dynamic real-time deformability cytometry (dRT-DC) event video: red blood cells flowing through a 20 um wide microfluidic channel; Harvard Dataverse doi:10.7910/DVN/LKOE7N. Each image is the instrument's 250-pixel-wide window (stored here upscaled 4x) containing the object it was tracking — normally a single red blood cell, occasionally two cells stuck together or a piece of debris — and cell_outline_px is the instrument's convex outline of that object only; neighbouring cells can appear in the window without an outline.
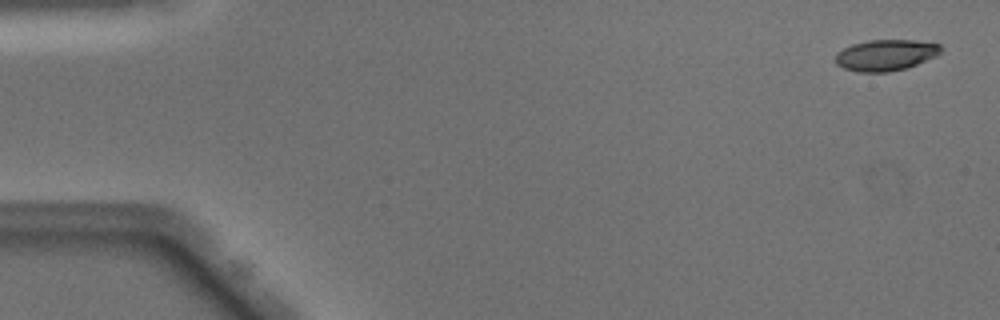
{"species": "Egyptian fruit bat (a non-hibernating species)", "species_latin": "Rousettus aegyptiacus", "temperature_condition": "warm", "stored_images_in_passage": 50, "camera_frame_rate_fps": 3000, "um_per_image_px": 0.085, "animal": {"sex": "male"}, "frame": {"image": 1, "passage_image": 2, "time_ms": 0.333, "image_size_px": [1000, 320], "cell_outline_px": [[944, 48], [936, 56], [916, 64], [904, 68], [888, 72], [856, 72], [844, 68], [836, 64], [836, 52], [852, 44], [868, 40], [916, 40], [940, 44]], "centroid_in_image_um": [75.28, 4.67], "position_along_channel_um": 9.7, "area_um2": 19.13}}
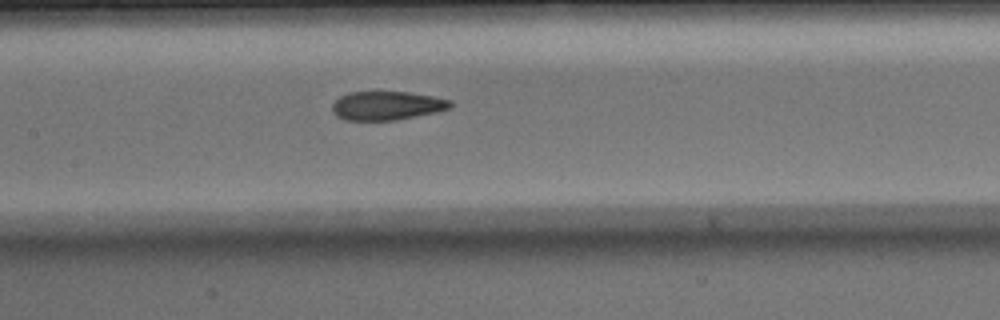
{"frame": {"image": 2, "passage_image": 24, "time_ms": 7.667, "image_size_px": [1000, 320], "cell_outline_px": [[452, 108], [436, 112], [396, 120], [344, 120], [336, 116], [332, 112], [332, 104], [340, 96], [348, 92], [408, 92], [432, 96], [452, 100]], "centroid_in_image_um": [32.88, 8.98], "position_along_channel_um": 174.5, "area_um2": 19.88}}
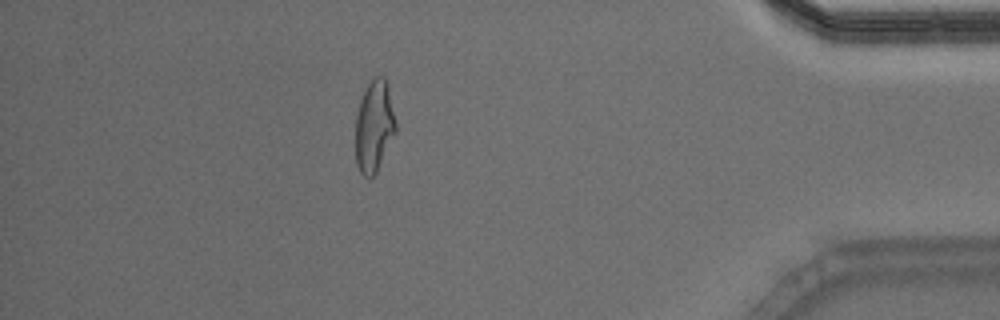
{"frame": {"image": 3, "passage_image": 44, "time_ms": 14.333, "image_size_px": [1000, 320], "cell_outline_px": [[396, 132], [376, 172], [372, 176], [364, 176], [360, 172], [356, 164], [356, 116], [360, 100], [372, 76], [384, 76], [388, 84], [396, 120]], "centroid_in_image_um": [31.82, 10.69], "position_along_channel_um": 403.4, "area_um2": 21.5}, "authors_computed_cell_mechanics": {"area_um2": 20.8947, "velocity_mm_per_s": 4.0799, "shape_relaxation_time_tau1_ms": 7.9474, "shape_relaxation_time_tau2_ms": 1.4176, "deformation_change_tau1": 0.2962, "deformation_change_tau2": 0.097}}